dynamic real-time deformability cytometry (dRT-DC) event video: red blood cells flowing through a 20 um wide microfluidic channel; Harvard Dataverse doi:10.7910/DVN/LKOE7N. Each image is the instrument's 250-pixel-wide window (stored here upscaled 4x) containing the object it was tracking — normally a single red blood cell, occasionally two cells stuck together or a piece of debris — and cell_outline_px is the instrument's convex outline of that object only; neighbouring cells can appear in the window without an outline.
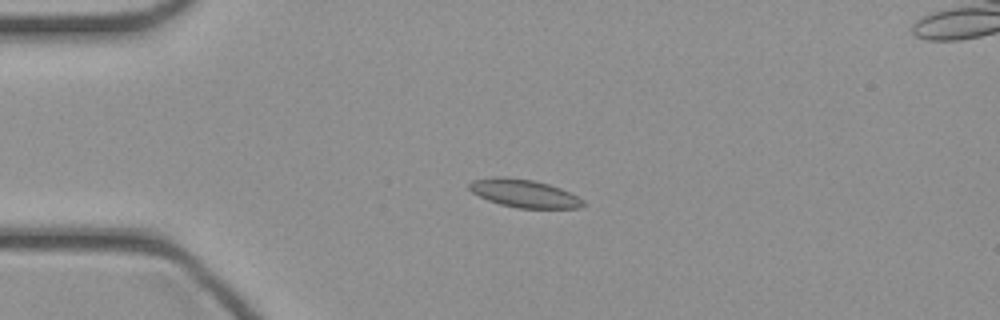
{"species": "common noctule bat (a hibernating species)", "species_latin": "Nyctalus noctula", "temperature_condition": "cold", "stored_images_in_passage": 40, "camera_frame_rate_fps": 3000, "um_per_image_px": 0.085, "animal": {"sex": "female", "body_mass_g": 21.9}, "frame": {"image": 1, "passage_image": 5, "time_ms": 1.333, "image_size_px": [1000, 320], "cell_outline_px": [[588, 204], [580, 208], [516, 208], [500, 204], [488, 200], [472, 192], [468, 188], [468, 184], [472, 180], [492, 176], [504, 176], [532, 180], [548, 184], [560, 188], [584, 200]], "centroid_in_image_um": [44.54, 16.43], "position_along_channel_um": 40.5, "area_um2": 18.67}}
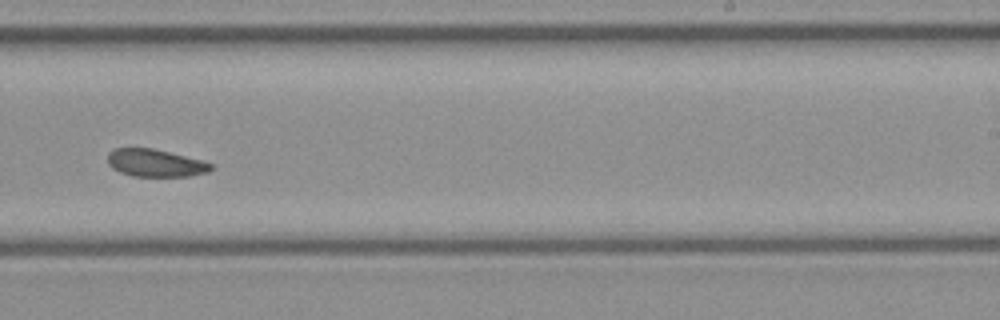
{"frame": {"image": 2, "passage_image": 23, "time_ms": 7.333, "image_size_px": [1000, 320], "cell_outline_px": [[212, 168], [208, 172], [188, 176], [132, 176], [120, 172], [112, 168], [108, 164], [108, 152], [116, 148], [152, 148], [204, 160], [212, 164]], "centroid_in_image_um": [13.2, 13.85], "position_along_channel_um": 275.8, "area_um2": 16.59}}
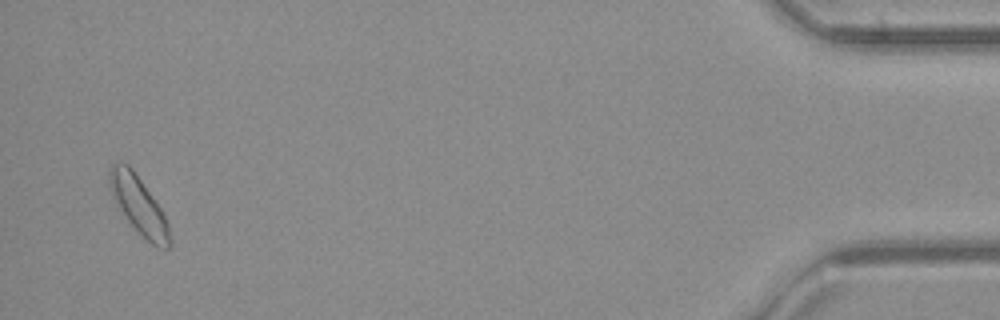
{"frame": {"image": 3, "passage_image": 39, "time_ms": 12.667, "image_size_px": [1000, 320], "cell_outline_px": [[172, 244], [168, 248], [156, 248], [128, 220], [112, 196], [108, 180], [108, 168], [116, 160], [128, 164], [132, 168], [152, 196], [160, 208], [168, 224], [172, 240]], "centroid_in_image_um": [11.78, 17.4], "position_along_channel_um": 423.4, "area_um2": 19.94}}